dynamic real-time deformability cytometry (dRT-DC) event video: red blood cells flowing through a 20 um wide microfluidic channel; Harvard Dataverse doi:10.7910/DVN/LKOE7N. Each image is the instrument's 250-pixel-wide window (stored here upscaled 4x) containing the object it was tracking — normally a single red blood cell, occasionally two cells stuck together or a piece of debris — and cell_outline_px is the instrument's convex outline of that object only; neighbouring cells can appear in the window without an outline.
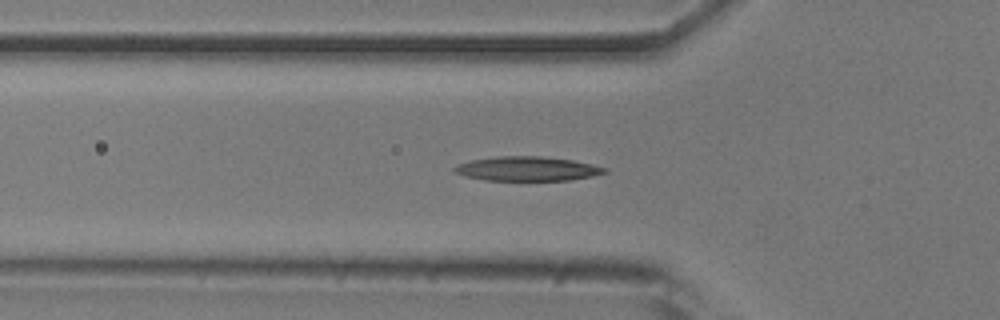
{"species": "common noctule bat (a hibernating species)", "species_latin": "Nyctalus noctula", "temperature_condition": "room temperature", "stored_images_in_passage": 52, "camera_frame_rate_fps": 3000, "um_per_image_px": 0.085, "animal": {"sex": "male", "body_mass_g": 20.5, "forearm_length_mm": 52.5}, "frame": {"image": 1, "passage_image": 17, "time_ms": 5.333, "image_size_px": [1000, 320], "cell_outline_px": [[608, 172], [592, 176], [568, 180], [484, 180], [464, 176], [456, 172], [452, 168], [460, 164], [472, 160], [496, 156], [540, 156], [572, 160], [592, 164], [608, 168]], "centroid_in_image_um": [44.84, 14.34], "position_along_channel_um": 81.0, "area_um2": 21.15}}
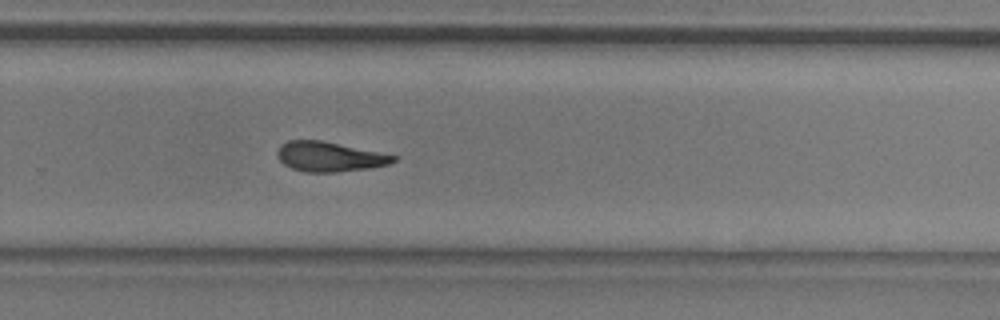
{"frame": {"image": 2, "passage_image": 34, "time_ms": 11.0, "image_size_px": [1000, 320], "cell_outline_px": [[396, 160], [388, 164], [368, 168], [336, 172], [304, 172], [292, 168], [284, 164], [276, 156], [276, 152], [280, 144], [288, 140], [320, 140], [396, 156]], "centroid_in_image_um": [27.92, 13.32], "position_along_channel_um": 301.9, "area_um2": 19.88}}
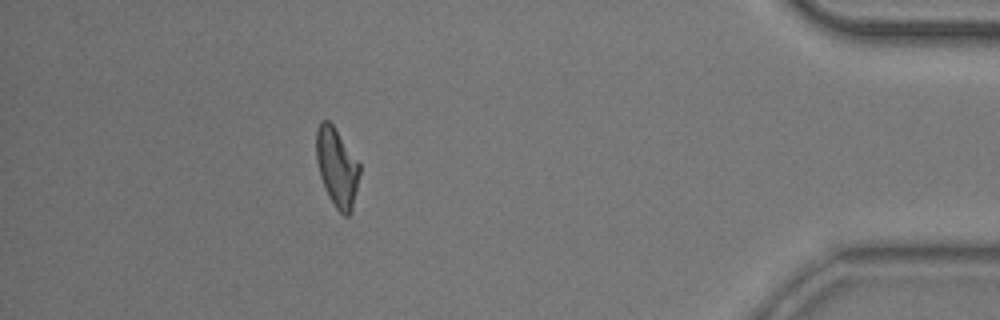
{"frame": {"image": 3, "passage_image": 46, "time_ms": 15.0, "image_size_px": [1000, 320], "cell_outline_px": [[360, 172], [352, 212], [348, 216], [344, 216], [336, 208], [328, 196], [324, 188], [320, 176], [316, 160], [316, 128], [320, 120], [328, 120], [332, 124], [360, 164]], "centroid_in_image_um": [28.62, 14.23], "position_along_channel_um": 406.6, "area_um2": 19.94}, "authors_computed_cell_mechanics": {"area_um2": 20.5479, "velocity_mm_per_s": 3.8873, "shape_relaxation_time_tau1_ms": 6.1983, "shape_relaxation_time_tau2_ms": 10.1504, "deformation_change_tau1": 0.1926, "deformation_change_tau2": 0.2138}}